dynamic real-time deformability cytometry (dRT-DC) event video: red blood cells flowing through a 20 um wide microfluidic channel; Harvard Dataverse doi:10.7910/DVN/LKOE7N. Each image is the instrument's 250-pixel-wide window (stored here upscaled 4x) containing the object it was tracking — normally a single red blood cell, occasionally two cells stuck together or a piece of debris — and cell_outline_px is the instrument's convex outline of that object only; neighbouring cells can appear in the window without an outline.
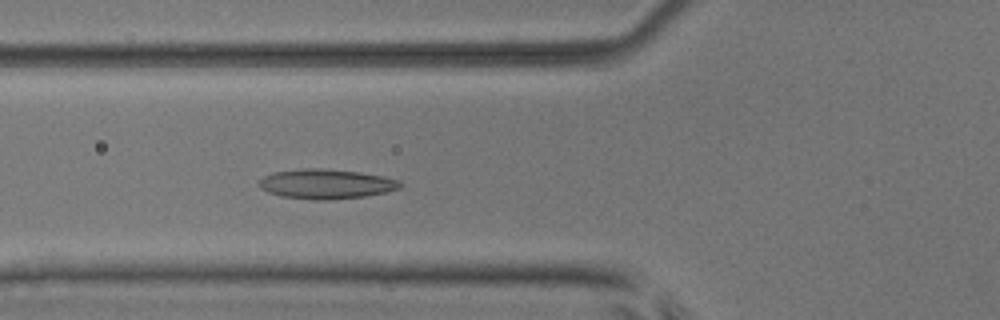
{"species": "common noctule bat (a hibernating species)", "species_latin": "Nyctalus noctula", "temperature_condition": "room temperature", "stored_images_in_passage": 52, "camera_frame_rate_fps": 3000, "um_per_image_px": 0.085, "animal": {"sex": "male", "body_mass_g": 17.9, "forearm_length_mm": 54.2}, "frame": {"image": 1, "passage_image": 20, "time_ms": 6.333, "image_size_px": [1000, 320], "cell_outline_px": [[404, 184], [400, 188], [388, 192], [364, 196], [320, 200], [316, 200], [280, 196], [268, 192], [260, 188], [256, 184], [264, 176], [272, 172], [300, 168], [320, 168], [360, 172], [384, 176], [400, 180]], "centroid_in_image_um": [27.72, 15.62], "position_along_channel_um": 98.1, "area_um2": 24.62}}
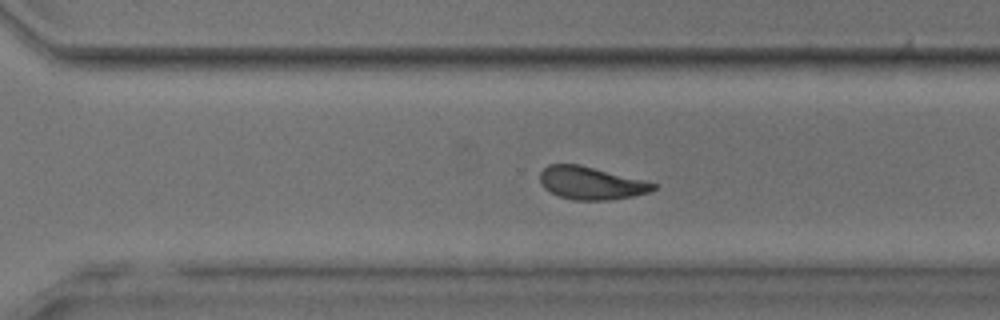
{"frame": {"image": 2, "passage_image": 37, "time_ms": 12.0, "image_size_px": [1000, 320], "cell_outline_px": [[656, 188], [652, 192], [632, 196], [608, 200], [576, 200], [560, 196], [544, 188], [540, 180], [540, 172], [548, 164], [580, 164], [656, 184]], "centroid_in_image_um": [50.22, 15.56], "position_along_channel_um": 320.4, "area_um2": 21.33}}
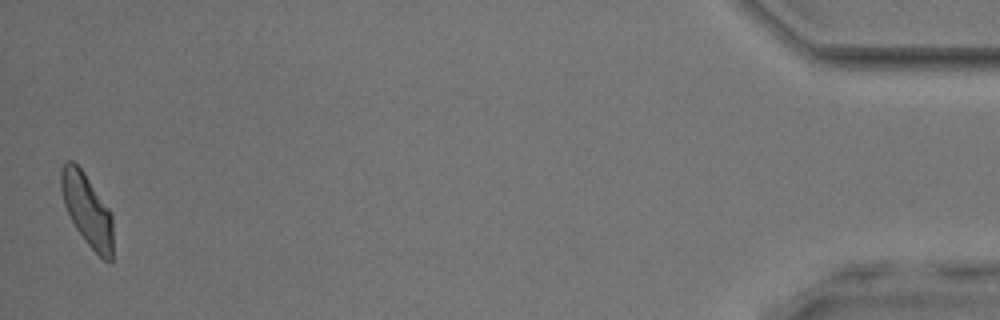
{"frame": {"image": 3, "passage_image": 52, "time_ms": 17.0, "image_size_px": [1000, 320], "cell_outline_px": [[112, 260], [108, 264], [84, 240], [76, 228], [64, 204], [60, 188], [60, 172], [64, 160], [72, 160], [84, 172], [108, 208], [112, 216]], "centroid_in_image_um": [7.39, 17.81], "position_along_channel_um": 427.8, "area_um2": 21.68}, "authors_computed_cell_mechanics": {"area_um2": 23.0044, "velocity_mm_per_s": 3.9247, "shape_relaxation_time_tau1_ms": 5.5174, "shape_relaxation_time_tau2_ms": 3.1992, "deformation_change_tau1": 0.1334, "deformation_change_tau2": 0.0902}}